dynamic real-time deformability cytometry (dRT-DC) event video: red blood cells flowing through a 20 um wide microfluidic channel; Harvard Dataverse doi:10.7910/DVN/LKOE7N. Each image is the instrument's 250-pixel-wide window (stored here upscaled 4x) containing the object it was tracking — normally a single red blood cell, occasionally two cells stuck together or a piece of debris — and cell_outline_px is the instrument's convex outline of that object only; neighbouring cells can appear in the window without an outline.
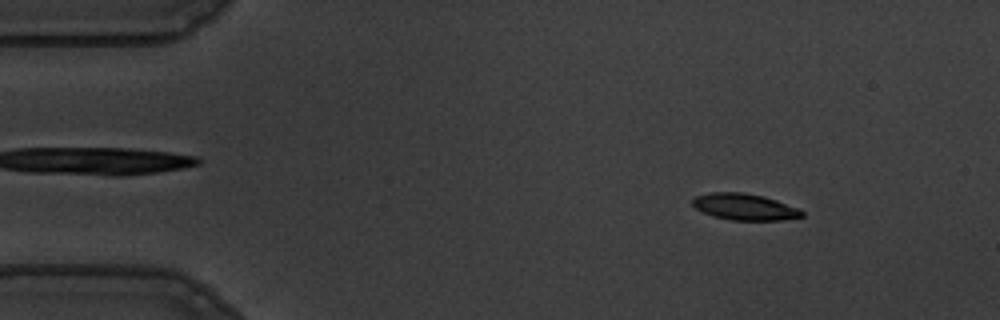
{"species": "common noctule bat (a hibernating species)", "species_latin": "Nyctalus noctula", "temperature_condition": "warm", "stored_images_in_passage": 56, "camera_frame_rate_fps": 3000, "um_per_image_px": 0.085, "animal": {"sex": "male", "body_mass_g": 19.5, "forearm_length_mm": 54.6}, "frame": {"image": 1, "passage_image": 7, "time_ms": 2.0, "image_size_px": [1000, 320], "cell_outline_px": [[804, 216], [784, 220], [732, 220], [712, 216], [696, 208], [692, 204], [692, 200], [696, 196], [712, 192], [744, 192], [764, 196], [800, 208], [804, 212]], "centroid_in_image_um": [63.33, 17.58], "position_along_channel_um": 21.7, "area_um2": 16.94}}
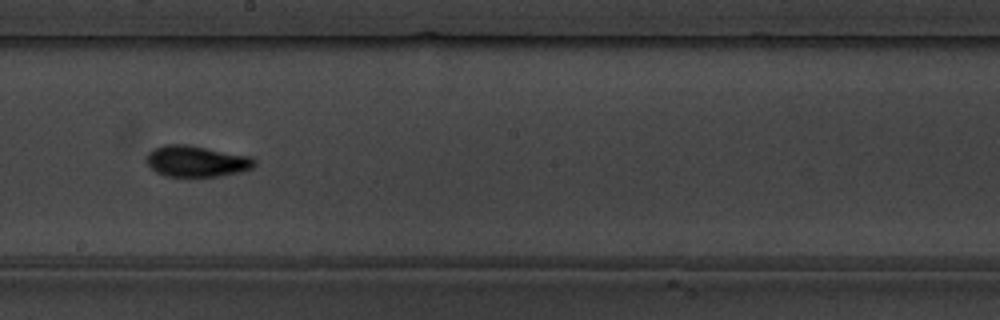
{"frame": {"image": 2, "passage_image": 31, "time_ms": 10.0, "image_size_px": [1000, 320], "cell_outline_px": [[256, 164], [252, 168], [240, 172], [216, 176], [168, 176], [156, 172], [144, 160], [148, 152], [152, 148], [164, 144], [188, 144], [252, 156], [256, 160]], "centroid_in_image_um": [16.69, 13.68], "position_along_channel_um": 231.5, "area_um2": 19.83}}
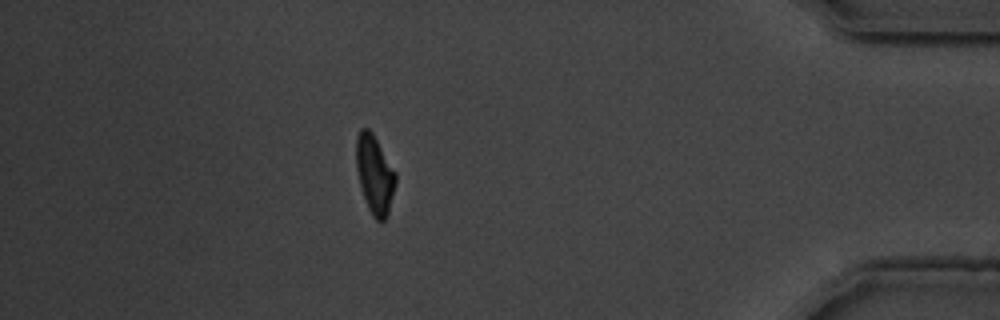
{"frame": {"image": 3, "passage_image": 49, "time_ms": 16.0, "image_size_px": [1000, 320], "cell_outline_px": [[396, 184], [388, 212], [384, 220], [376, 220], [372, 216], [368, 208], [360, 184], [356, 168], [356, 136], [360, 128], [368, 128], [372, 132], [396, 172]], "centroid_in_image_um": [31.84, 14.8], "position_along_channel_um": 403.4, "area_um2": 17.92}, "authors_computed_cell_mechanics": {"area_um2": 18.1492, "velocity_mm_per_s": 3.6042, "shape_relaxation_time_tau1_ms": 3.2851, "shape_relaxation_time_tau2_ms": 2.0788, "deformation_change_tau1": 0.163, "deformation_change_tau2": 0.0672}}